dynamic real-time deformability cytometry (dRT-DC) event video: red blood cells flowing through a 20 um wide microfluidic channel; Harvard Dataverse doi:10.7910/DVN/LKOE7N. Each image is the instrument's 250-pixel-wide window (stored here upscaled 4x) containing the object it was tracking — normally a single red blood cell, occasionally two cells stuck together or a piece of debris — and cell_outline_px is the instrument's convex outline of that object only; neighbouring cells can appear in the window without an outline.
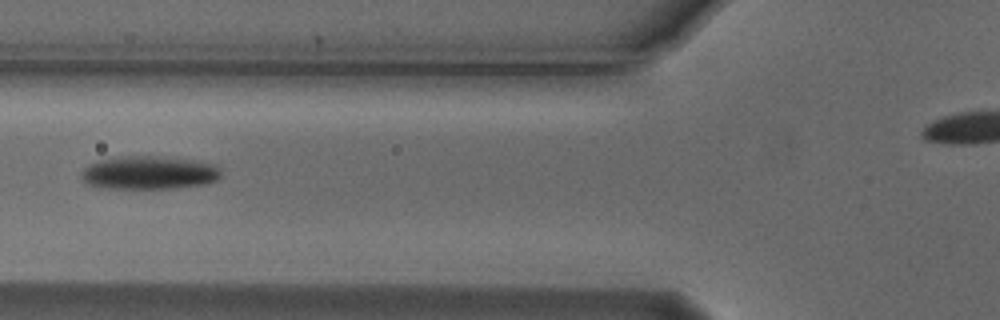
{"species": "Egyptian fruit bat (a non-hibernating species)", "species_latin": "Rousettus aegyptiacus", "temperature_condition": "cold", "stored_images_in_passage": 6, "camera_frame_rate_fps": 3000, "um_per_image_px": 0.085, "animal": {"sex": "male"}, "frame": {"image": 1, "passage_image": 3, "time_ms": 0.667, "image_size_px": [1000, 320], "cell_outline_px": [[220, 176], [216, 180], [204, 184], [172, 188], [108, 188], [88, 184], [84, 180], [84, 168], [88, 164], [96, 160], [120, 156], [156, 156], [192, 160], [212, 164], [220, 172]], "centroid_in_image_um": [12.64, 14.67], "position_along_channel_um": 113.2, "area_um2": 26.65}}
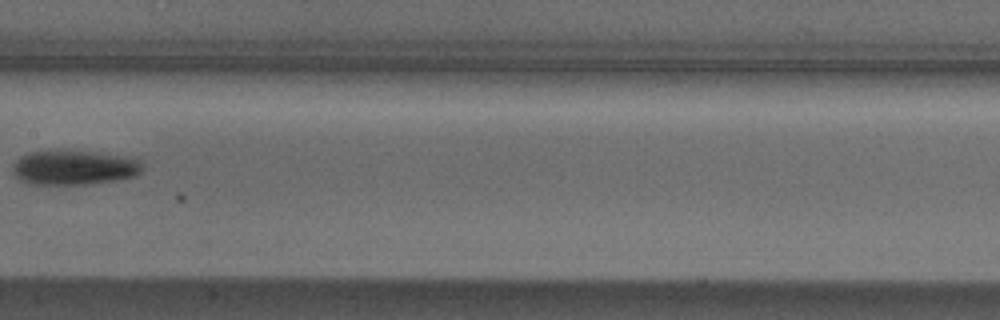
{"frame": {"image": 2, "passage_image": 5, "time_ms": 1.333, "image_size_px": [1000, 320], "cell_outline_px": [[140, 172], [136, 176], [116, 180], [84, 184], [28, 184], [20, 180], [12, 172], [12, 164], [20, 156], [28, 152], [92, 152], [124, 156], [140, 160]], "centroid_in_image_um": [6.25, 14.26], "position_along_channel_um": 201.2, "area_um2": 25.66}}
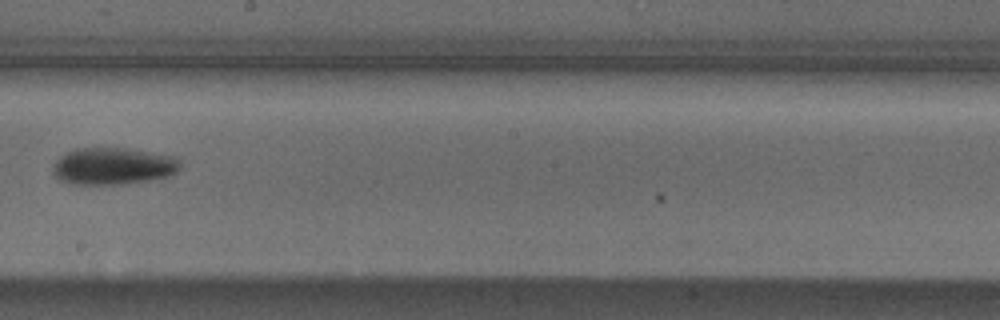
{"frame": {"image": 3, "passage_image": 6, "time_ms": 1.667, "image_size_px": [1000, 320], "cell_outline_px": [[180, 168], [176, 172], [168, 176], [128, 184], [72, 184], [60, 180], [52, 172], [52, 168], [56, 160], [60, 156], [76, 148], [128, 148], [172, 156], [180, 164]], "centroid_in_image_um": [9.58, 14.12], "position_along_channel_um": 238.6, "area_um2": 27.34}}